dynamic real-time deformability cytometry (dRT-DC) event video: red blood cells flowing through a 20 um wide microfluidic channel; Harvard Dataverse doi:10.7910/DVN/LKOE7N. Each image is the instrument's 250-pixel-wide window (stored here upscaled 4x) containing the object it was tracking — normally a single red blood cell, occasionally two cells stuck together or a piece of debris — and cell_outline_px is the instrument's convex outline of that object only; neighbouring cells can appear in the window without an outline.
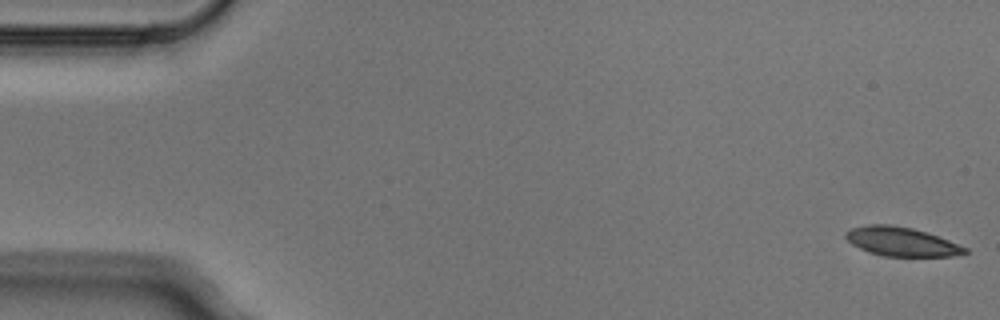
{"species": "Egyptian fruit bat (a non-hibernating species)", "species_latin": "Rousettus aegyptiacus", "temperature_condition": "cold", "stored_images_in_passage": 5, "camera_frame_rate_fps": 3000, "um_per_image_px": 0.085, "animal": {"sex": "male"}, "frame": {"image": 1, "passage_image": 1, "time_ms": 0.0, "image_size_px": [1000, 320], "cell_outline_px": [[968, 252], [952, 256], [884, 256], [868, 252], [852, 244], [844, 236], [844, 232], [852, 228], [868, 224], [888, 224], [912, 228], [928, 232], [968, 248]], "centroid_in_image_um": [76.61, 20.53], "position_along_channel_um": 8.4, "area_um2": 20.11}}
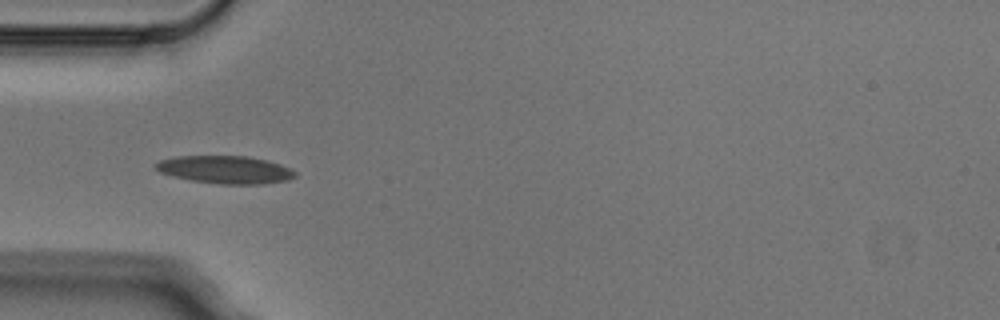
{"frame": {"image": 2, "passage_image": 5, "time_ms": 1.333, "image_size_px": [1000, 320], "cell_outline_px": [[296, 176], [288, 180], [264, 184], [220, 184], [192, 180], [172, 176], [160, 172], [152, 164], [160, 160], [176, 156], [248, 156], [280, 164], [296, 172]], "centroid_in_image_um": [19.13, 14.42], "position_along_channel_um": 65.9, "area_um2": 22.48}}